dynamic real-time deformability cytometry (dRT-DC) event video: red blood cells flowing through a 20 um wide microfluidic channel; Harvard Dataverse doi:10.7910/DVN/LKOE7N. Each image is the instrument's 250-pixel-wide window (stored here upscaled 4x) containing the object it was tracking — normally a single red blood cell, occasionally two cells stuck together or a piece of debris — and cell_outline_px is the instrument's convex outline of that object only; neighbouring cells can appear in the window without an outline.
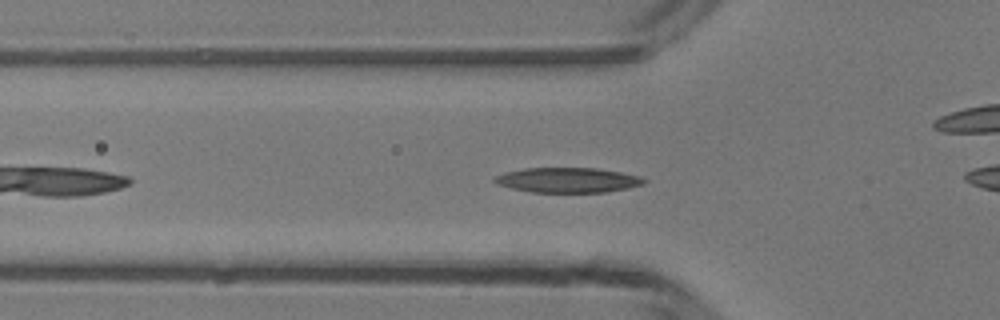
{"species": "common noctule bat (a hibernating species)", "species_latin": "Nyctalus noctula", "temperature_condition": "room temperature", "stored_images_in_passage": 41, "camera_frame_rate_fps": 3000, "um_per_image_px": 0.085, "animal": {"sex": "male", "body_mass_g": 13.3}, "frame": {"image": 1, "passage_image": 7, "time_ms": 2.0, "image_size_px": [1000, 320], "cell_outline_px": [[648, 180], [644, 184], [628, 188], [604, 192], [532, 192], [512, 188], [496, 184], [492, 180], [496, 176], [508, 172], [524, 168], [596, 168], [620, 172], [640, 176]], "centroid_in_image_um": [48.28, 15.31], "position_along_channel_um": 77.5, "area_um2": 21.62}}
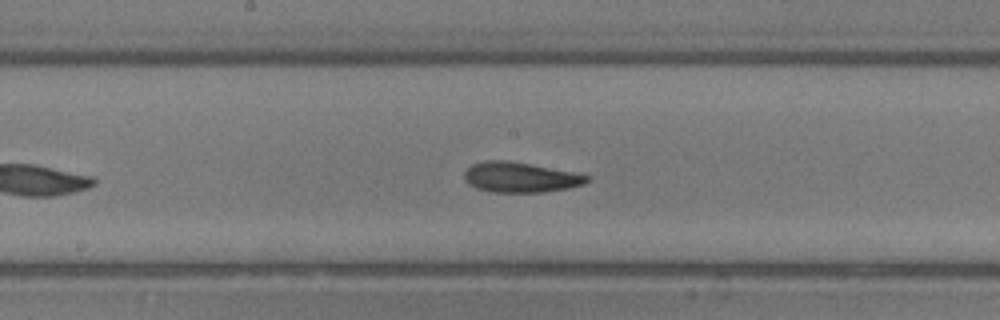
{"frame": {"image": 2, "passage_image": 16, "time_ms": 5.0, "image_size_px": [1000, 320], "cell_outline_px": [[592, 176], [584, 184], [568, 188], [544, 192], [492, 192], [476, 188], [468, 184], [464, 180], [464, 172], [472, 164], [484, 160], [504, 160], [528, 164], [572, 172]], "centroid_in_image_um": [44.19, 15.07], "position_along_channel_um": 204.0, "area_um2": 21.44}}
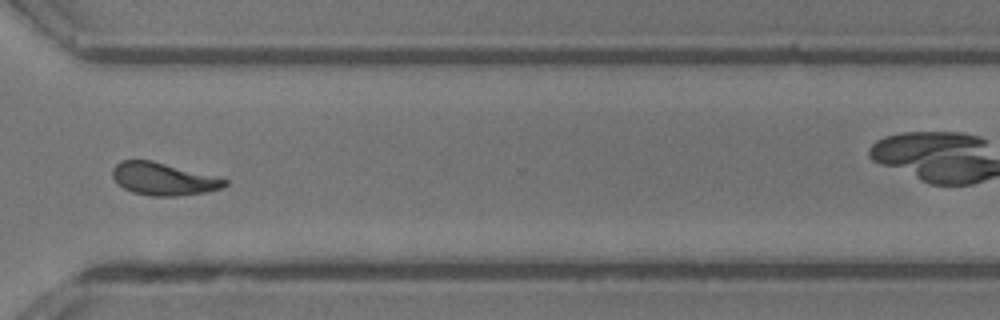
{"frame": {"image": 3, "passage_image": 27, "time_ms": 8.667, "image_size_px": [1000, 320], "cell_outline_px": [[228, 184], [220, 188], [204, 192], [176, 196], [152, 196], [132, 192], [116, 184], [112, 176], [112, 168], [120, 160], [152, 160], [216, 176], [228, 180]], "centroid_in_image_um": [13.84, 15.2], "position_along_channel_um": 356.8, "area_um2": 21.33}, "authors_computed_cell_mechanics": {"area_um2": 21.097, "velocity_mm_per_s": 4.1851, "shape_relaxation_time_tau1_ms": 2.5376, "shape_relaxation_time_tau2_ms": 2.0622, "deformation_change_tau1": 0.1347, "deformation_change_tau2": 0.1039}}